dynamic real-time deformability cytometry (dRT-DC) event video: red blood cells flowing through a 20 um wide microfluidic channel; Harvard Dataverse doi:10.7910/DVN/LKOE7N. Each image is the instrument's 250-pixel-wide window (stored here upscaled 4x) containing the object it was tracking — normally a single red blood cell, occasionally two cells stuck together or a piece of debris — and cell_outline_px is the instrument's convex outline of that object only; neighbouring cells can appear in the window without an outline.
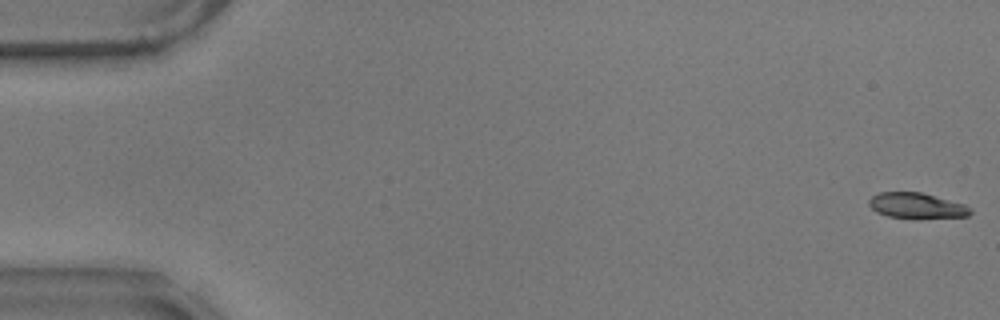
{"species": "common noctule bat (a hibernating species)", "species_latin": "Nyctalus noctula", "temperature_condition": "warm", "stored_images_in_passage": 11, "camera_frame_rate_fps": 3000, "um_per_image_px": 0.085, "animal": {"sex": "male", "body_mass_g": 17.9}, "frame": {"image": 1, "passage_image": 1, "time_ms": 0.0, "image_size_px": [1000, 320], "cell_outline_px": [[972, 212], [968, 216], [916, 220], [912, 220], [888, 216], [876, 212], [868, 204], [868, 200], [872, 196], [880, 192], [920, 192], [964, 204], [972, 208]], "centroid_in_image_um": [77.92, 17.52], "position_along_channel_um": 7.1, "area_um2": 15.55}}